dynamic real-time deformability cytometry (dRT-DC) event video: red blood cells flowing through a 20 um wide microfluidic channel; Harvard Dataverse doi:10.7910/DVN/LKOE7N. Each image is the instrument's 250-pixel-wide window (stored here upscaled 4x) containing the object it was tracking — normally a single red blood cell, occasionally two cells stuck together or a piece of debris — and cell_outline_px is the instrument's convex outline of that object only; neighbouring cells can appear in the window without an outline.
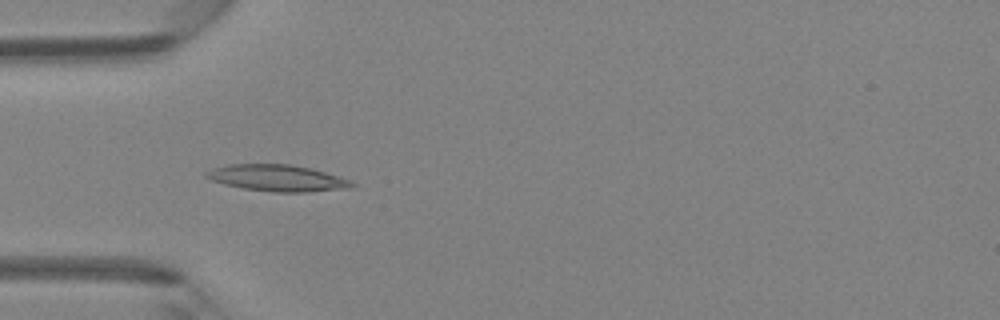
{"species": "Egyptian fruit bat (a non-hibernating species)", "species_latin": "Rousettus aegyptiacus", "temperature_condition": "room temperature", "stored_images_in_passage": 5, "camera_frame_rate_fps": 3000, "um_per_image_px": 0.085, "animal": {"sex": "female"}, "frame": {"image": 1, "passage_image": 3, "time_ms": 3.333, "image_size_px": [1000, 320], "cell_outline_px": [[356, 184], [352, 188], [308, 192], [276, 192], [244, 188], [224, 184], [212, 180], [204, 176], [204, 172], [212, 168], [228, 164], [292, 164], [312, 168], [348, 180]], "centroid_in_image_um": [23.55, 15.13], "position_along_channel_um": 61.5, "area_um2": 22.43}}
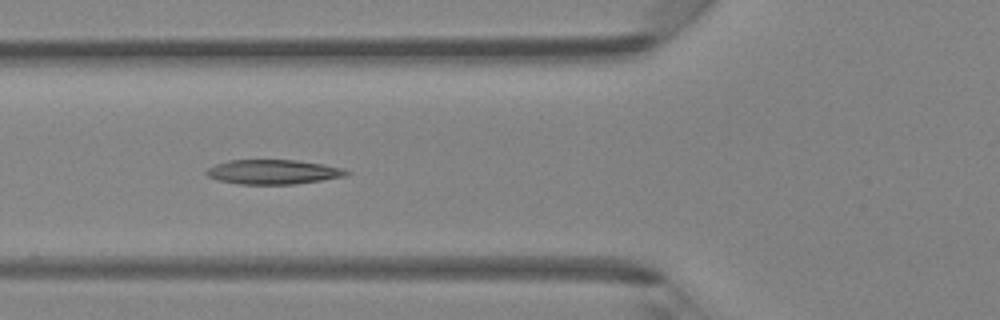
{"frame": {"image": 2, "passage_image": 4, "time_ms": 4.333, "image_size_px": [1000, 320], "cell_outline_px": [[352, 172], [348, 176], [296, 184], [240, 184], [220, 180], [208, 176], [204, 172], [208, 168], [216, 164], [228, 160], [296, 160], [320, 164], [340, 168]], "centroid_in_image_um": [23.23, 14.61], "position_along_channel_um": 102.6, "area_um2": 19.88}}
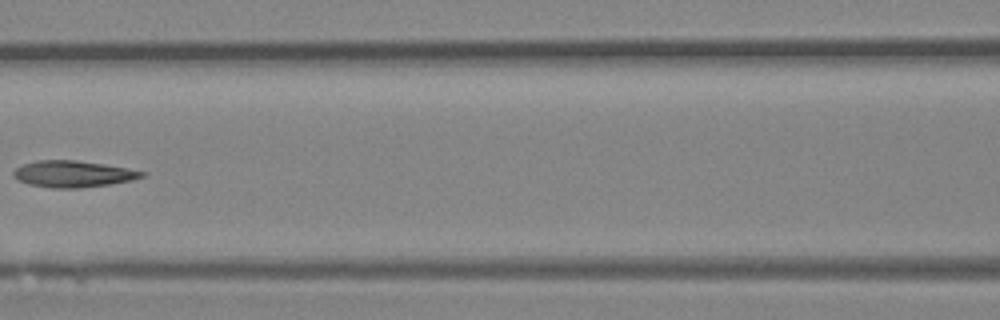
{"frame": {"image": 3, "passage_image": 5, "time_ms": 5.667, "image_size_px": [1000, 320], "cell_outline_px": [[148, 172], [144, 176], [132, 180], [108, 184], [80, 188], [52, 188], [28, 184], [16, 180], [12, 176], [12, 172], [16, 168], [24, 164], [36, 160], [76, 160], [104, 164], [128, 168]], "centroid_in_image_um": [6.19, 14.78], "position_along_channel_um": 160.4, "area_um2": 19.94}}